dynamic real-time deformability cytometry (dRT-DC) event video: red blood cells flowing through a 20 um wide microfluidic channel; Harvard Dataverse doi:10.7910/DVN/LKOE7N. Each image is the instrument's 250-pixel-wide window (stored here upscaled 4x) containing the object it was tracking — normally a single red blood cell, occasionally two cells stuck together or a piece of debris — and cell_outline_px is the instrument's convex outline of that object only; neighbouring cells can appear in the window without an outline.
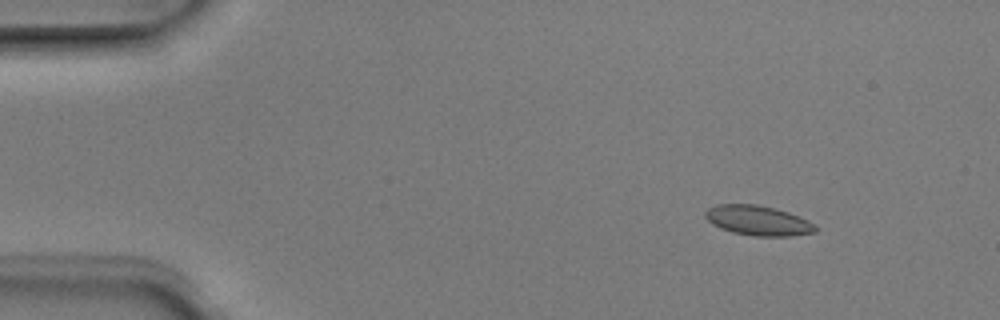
{"species": "Egyptian fruit bat (a non-hibernating species)", "species_latin": "Rousettus aegyptiacus", "temperature_condition": "room temperature", "stored_images_in_passage": 7, "camera_frame_rate_fps": 3000, "um_per_image_px": 0.085, "animal": {"sex": "male"}, "frame": {"image": 1, "passage_image": 2, "time_ms": 0.333, "image_size_px": [1000, 320], "cell_outline_px": [[816, 232], [792, 236], [752, 236], [732, 232], [720, 228], [712, 224], [704, 216], [704, 212], [708, 208], [716, 204], [756, 204], [788, 212], [800, 216], [816, 224]], "centroid_in_image_um": [64.43, 18.75], "position_along_channel_um": 20.6, "area_um2": 19.31}}
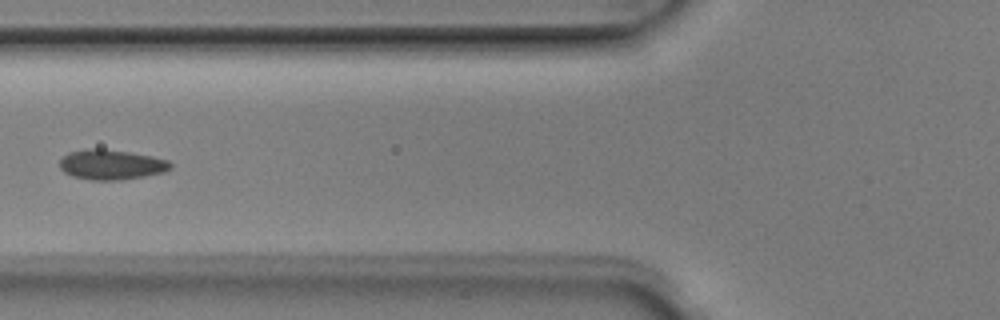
{"frame": {"image": 2, "passage_image": 6, "time_ms": 1.667, "image_size_px": [1000, 320], "cell_outline_px": [[172, 168], [164, 172], [144, 176], [120, 180], [92, 180], [72, 176], [64, 172], [60, 168], [60, 160], [68, 152], [88, 148], [100, 148], [128, 152], [152, 156], [168, 160], [172, 164]], "centroid_in_image_um": [9.46, 13.99], "position_along_channel_um": 116.3, "area_um2": 19.42}}
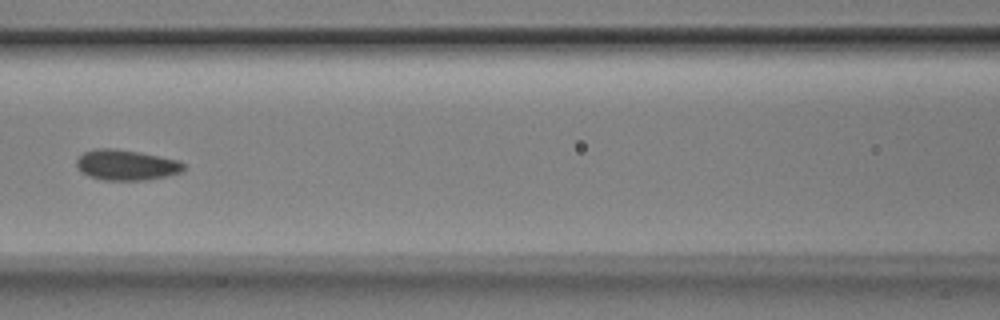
{"frame": {"image": 3, "passage_image": 7, "time_ms": 2.0, "image_size_px": [1000, 320], "cell_outline_px": [[184, 172], [144, 180], [104, 180], [88, 176], [76, 164], [76, 160], [84, 152], [96, 148], [116, 148], [140, 152], [180, 160], [184, 164]], "centroid_in_image_um": [10.76, 14.01], "position_along_channel_um": 155.8, "area_um2": 19.02}}